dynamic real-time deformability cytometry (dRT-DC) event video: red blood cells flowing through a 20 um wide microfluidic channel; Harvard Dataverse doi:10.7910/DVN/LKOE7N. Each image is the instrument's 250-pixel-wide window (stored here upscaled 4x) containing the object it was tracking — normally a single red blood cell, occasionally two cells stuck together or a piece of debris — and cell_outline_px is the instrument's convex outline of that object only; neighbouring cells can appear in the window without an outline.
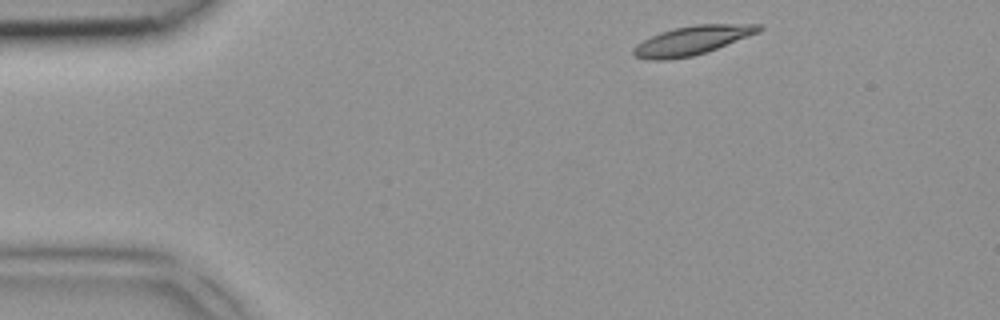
{"species": "common noctule bat (a hibernating species)", "species_latin": "Nyctalus noctula", "temperature_condition": "room temperature", "stored_images_in_passage": 3, "camera_frame_rate_fps": 3000, "um_per_image_px": 0.085, "animal": {"sex": "female", "body_mass_g": 18.4}, "frame": {"image": 1, "passage_image": 1, "time_ms": 0.0, "image_size_px": [1000, 320], "cell_outline_px": [[764, 28], [760, 32], [716, 48], [692, 56], [668, 60], [648, 60], [632, 56], [632, 48], [636, 44], [660, 32], [676, 28], [696, 24], [760, 24]], "centroid_in_image_um": [58.8, 3.44], "position_along_channel_um": 26.2, "area_um2": 21.04}}